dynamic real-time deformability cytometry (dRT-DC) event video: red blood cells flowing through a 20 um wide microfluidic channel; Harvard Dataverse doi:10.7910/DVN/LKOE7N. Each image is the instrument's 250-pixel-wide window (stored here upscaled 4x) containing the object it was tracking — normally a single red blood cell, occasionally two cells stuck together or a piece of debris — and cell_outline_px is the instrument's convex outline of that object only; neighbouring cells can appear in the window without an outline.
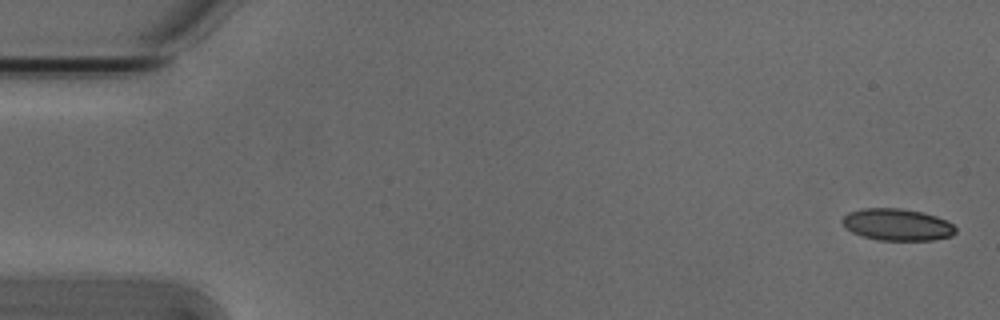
{"species": "Egyptian fruit bat (a non-hibernating species)", "species_latin": "Rousettus aegyptiacus", "temperature_condition": "cold", "stored_images_in_passage": 5, "camera_frame_rate_fps": 3000, "um_per_image_px": 0.085, "animal": {"sex": "male"}, "frame": {"image": 1, "passage_image": 1, "time_ms": 0.0, "image_size_px": [1000, 320], "cell_outline_px": [[956, 232], [952, 236], [932, 240], [880, 240], [864, 236], [852, 232], [840, 220], [848, 212], [860, 208], [900, 208], [924, 212], [936, 216], [952, 224], [956, 228]], "centroid_in_image_um": [76.27, 19.08], "position_along_channel_um": 8.7, "area_um2": 20.98}}
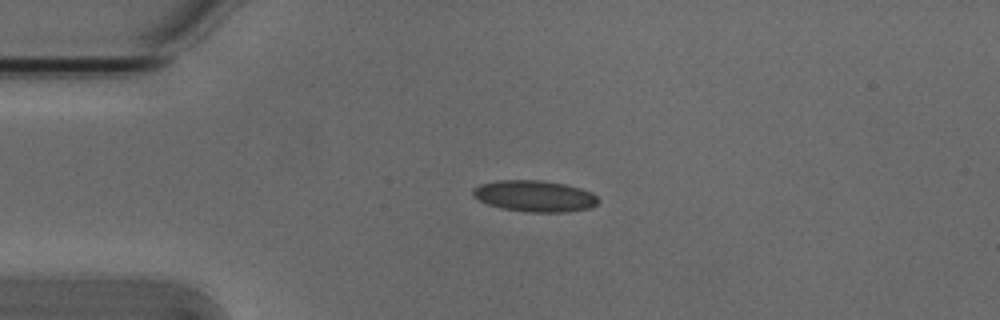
{"frame": {"image": 2, "passage_image": 4, "time_ms": 1.0, "image_size_px": [1000, 320], "cell_outline_px": [[600, 200], [592, 208], [564, 212], [532, 212], [500, 208], [488, 204], [472, 196], [472, 188], [480, 184], [496, 180], [540, 180], [564, 184], [580, 188], [592, 192]], "centroid_in_image_um": [45.44, 16.66], "position_along_channel_um": 39.6, "area_um2": 22.95}}